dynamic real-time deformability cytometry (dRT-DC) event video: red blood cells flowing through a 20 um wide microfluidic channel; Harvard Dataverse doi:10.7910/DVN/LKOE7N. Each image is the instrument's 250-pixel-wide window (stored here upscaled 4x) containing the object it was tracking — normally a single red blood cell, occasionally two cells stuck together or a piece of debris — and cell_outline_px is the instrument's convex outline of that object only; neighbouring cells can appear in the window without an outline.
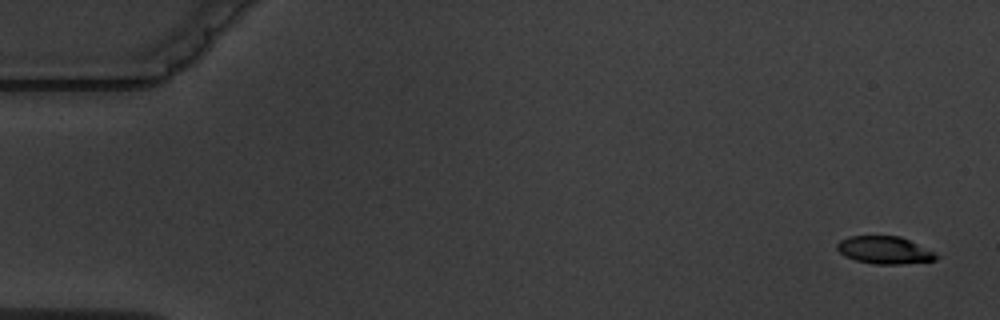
{"species": "common noctule bat (a hibernating species)", "species_latin": "Nyctalus noctula", "temperature_condition": "warm", "stored_images_in_passage": 11, "camera_frame_rate_fps": 3000, "um_per_image_px": 0.085, "animal": {"sex": "male", "body_mass_g": 19.5, "forearm_length_mm": 54.6}, "frame": {"image": 1, "passage_image": 1, "time_ms": 0.0, "image_size_px": [1000, 320], "cell_outline_px": [[940, 256], [936, 260], [900, 264], [876, 264], [856, 260], [844, 256], [836, 248], [836, 244], [840, 240], [848, 236], [900, 236]], "centroid_in_image_um": [75.13, 21.26], "position_along_channel_um": 9.9, "area_um2": 15.66}}
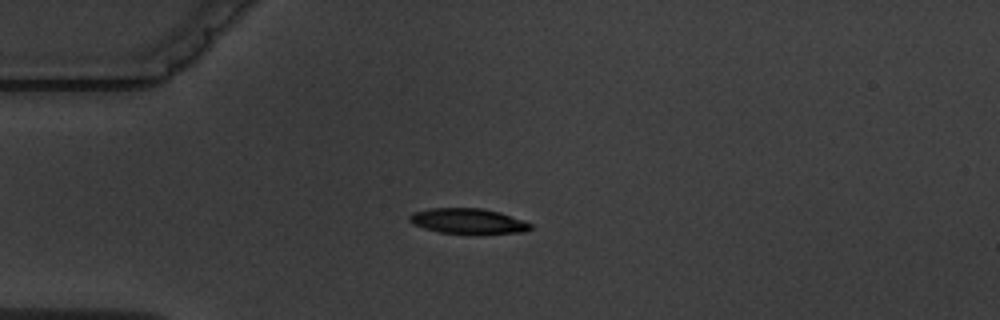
{"frame": {"image": 2, "passage_image": 4, "time_ms": 4.333, "image_size_px": [1000, 320], "cell_outline_px": [[532, 228], [524, 232], [440, 232], [424, 228], [412, 224], [408, 220], [408, 216], [412, 212], [432, 208], [480, 208], [500, 212], [532, 224]], "centroid_in_image_um": [39.71, 18.76], "position_along_channel_um": 45.3, "area_um2": 17.28}}